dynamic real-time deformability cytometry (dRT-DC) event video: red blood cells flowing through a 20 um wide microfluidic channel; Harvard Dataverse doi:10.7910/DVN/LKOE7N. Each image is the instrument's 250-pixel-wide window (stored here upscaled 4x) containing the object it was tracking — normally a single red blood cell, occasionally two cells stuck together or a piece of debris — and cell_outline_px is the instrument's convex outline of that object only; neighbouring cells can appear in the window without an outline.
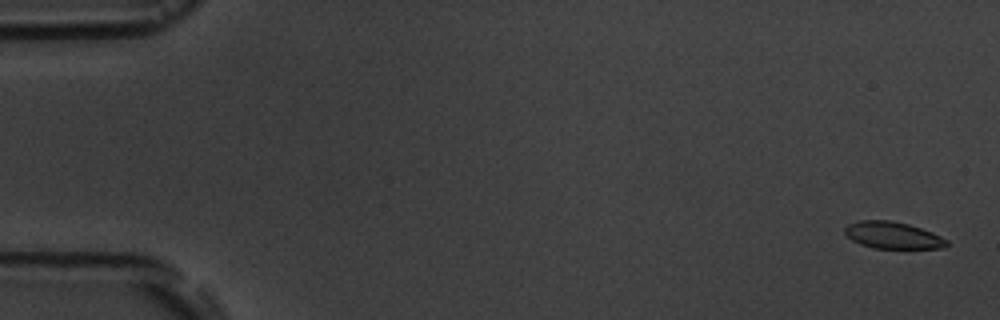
{"species": "common noctule bat (a hibernating species)", "species_latin": "Nyctalus noctula", "temperature_condition": "room temperature", "stored_images_in_passage": 5, "camera_frame_rate_fps": 3000, "um_per_image_px": 0.085, "animal": {"sex": "male", "body_mass_g": 19.5, "forearm_length_mm": 54.6}, "frame": {"image": 1, "passage_image": 1, "time_ms": 0.0, "image_size_px": [1000, 320], "cell_outline_px": [[948, 244], [944, 248], [872, 248], [860, 244], [852, 240], [844, 232], [844, 228], [848, 224], [860, 220], [892, 220], [908, 224], [932, 232], [948, 240]], "centroid_in_image_um": [75.87, 19.99], "position_along_channel_um": 9.1, "area_um2": 15.95}}
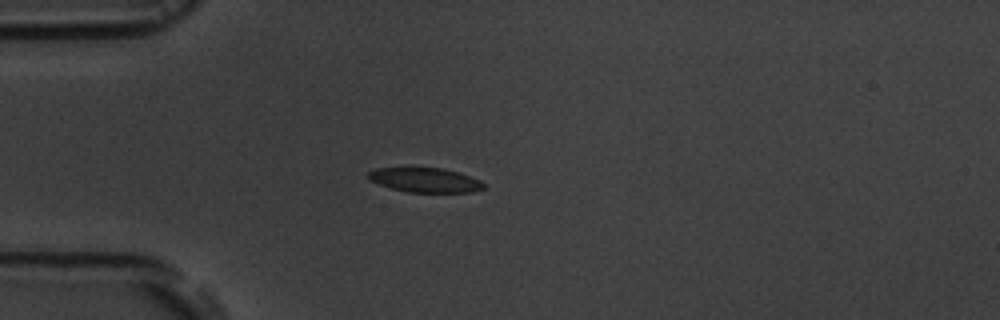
{"frame": {"image": 2, "passage_image": 5, "time_ms": 4.667, "image_size_px": [1000, 320], "cell_outline_px": [[484, 188], [472, 192], [408, 192], [388, 188], [368, 180], [368, 172], [376, 168], [444, 168], [460, 172], [480, 180], [484, 184]], "centroid_in_image_um": [36.11, 15.3], "position_along_channel_um": 48.9, "area_um2": 16.59}}